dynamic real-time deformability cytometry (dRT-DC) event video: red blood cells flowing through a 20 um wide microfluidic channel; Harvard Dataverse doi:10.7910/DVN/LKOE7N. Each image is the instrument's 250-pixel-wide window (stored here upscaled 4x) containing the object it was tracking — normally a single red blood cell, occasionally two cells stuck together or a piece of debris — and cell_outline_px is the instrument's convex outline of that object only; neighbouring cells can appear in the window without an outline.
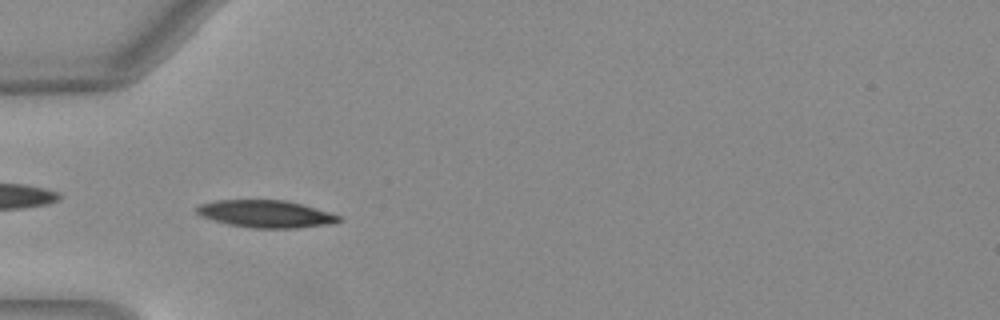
{"species": "Egyptian fruit bat (a non-hibernating species)", "species_latin": "Rousettus aegyptiacus", "temperature_condition": "warm", "stored_images_in_passage": 36, "camera_frame_rate_fps": 3000, "um_per_image_px": 0.085, "animal": {"sex": "female"}, "frame": {"image": 1, "passage_image": 2, "time_ms": 0.333, "image_size_px": [1000, 320], "cell_outline_px": [[340, 220], [328, 224], [296, 228], [252, 228], [228, 224], [200, 216], [196, 212], [196, 208], [200, 204], [216, 200], [284, 200], [304, 204], [340, 216]], "centroid_in_image_um": [22.56, 18.17], "position_along_channel_um": 62.4, "area_um2": 22.48}}
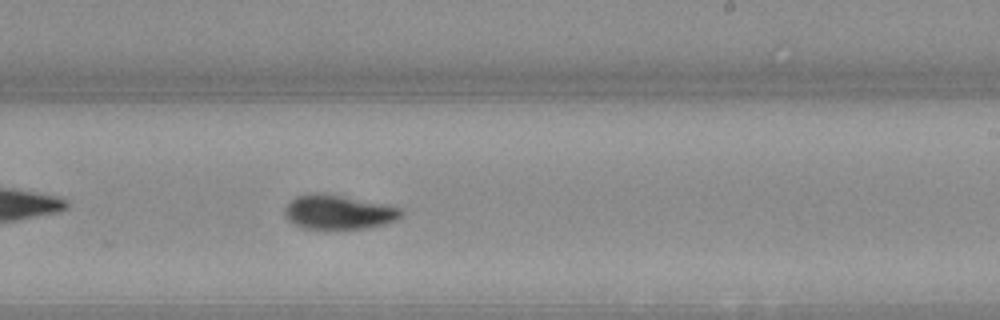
{"frame": {"image": 2, "passage_image": 17, "time_ms": 5.333, "image_size_px": [1000, 320], "cell_outline_px": [[400, 216], [396, 220], [384, 224], [368, 228], [300, 228], [292, 224], [288, 220], [284, 212], [284, 208], [296, 196], [340, 196], [400, 208]], "centroid_in_image_um": [28.74, 18.09], "position_along_channel_um": 260.3, "area_um2": 22.02}}
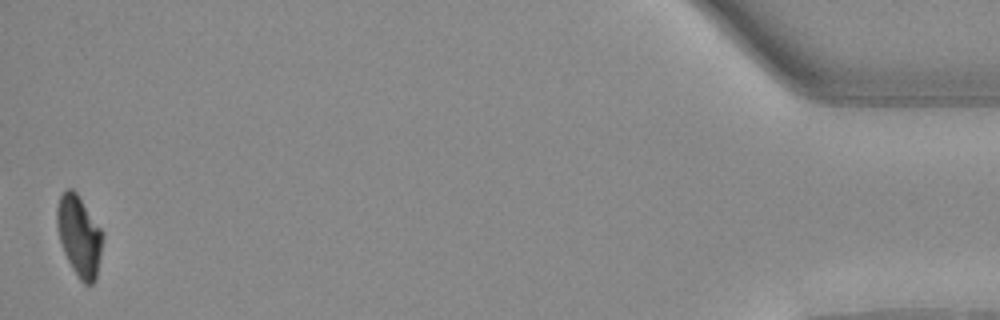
{"frame": {"image": 3, "passage_image": 36, "time_ms": 11.667, "image_size_px": [1000, 320], "cell_outline_px": [[104, 236], [96, 280], [92, 284], [84, 284], [80, 280], [72, 268], [64, 252], [60, 240], [56, 224], [56, 208], [60, 196], [68, 188], [72, 188], [76, 192], [100, 228]], "centroid_in_image_um": [6.73, 20.07], "position_along_channel_um": 428.5, "area_um2": 21.33}, "authors_computed_cell_mechanics": {"area_um2": 22.542, "velocity_mm_per_s": 4.0375, "shape_relaxation_time_tau1_ms": 4.9205, "shape_relaxation_time_tau2_ms": 1.6876, "deformation_change_tau1": 0.1853, "deformation_change_tau2": 0.0526}}